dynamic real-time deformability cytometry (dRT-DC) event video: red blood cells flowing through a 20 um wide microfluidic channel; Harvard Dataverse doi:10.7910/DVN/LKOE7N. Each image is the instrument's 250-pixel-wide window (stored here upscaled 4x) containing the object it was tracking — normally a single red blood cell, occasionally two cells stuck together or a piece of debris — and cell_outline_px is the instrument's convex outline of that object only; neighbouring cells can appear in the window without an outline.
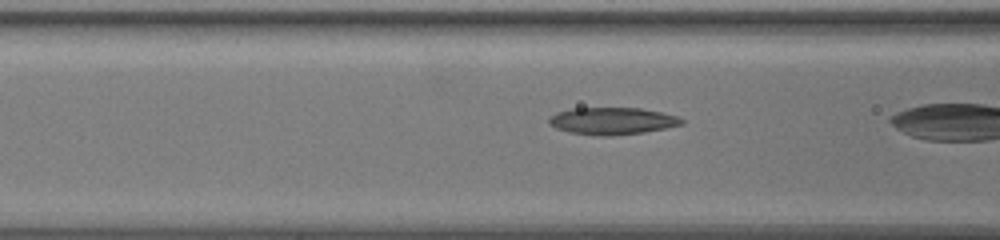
{"species": "common noctule bat (a hibernating species)", "species_latin": "Nyctalus noctula", "temperature_condition": "warm", "stored_images_in_passage": 43, "camera_frame_rate_fps": 3000, "um_per_image_px": 0.085, "animal": {"sex": "female", "body_mass_g": 19.5, "forearm_length_mm": 54.1}, "frame": {"image": 1, "passage_image": 20, "time_ms": 6.333, "image_size_px": [1000, 240], "cell_outline_px": [[684, 124], [644, 132], [612, 136], [596, 136], [568, 132], [556, 128], [548, 124], [548, 120], [556, 112], [572, 108], [640, 108], [660, 112], [676, 116], [684, 120]], "centroid_in_image_um": [52.01, 10.29], "position_along_channel_um": 114.6, "area_um2": 20.98}}
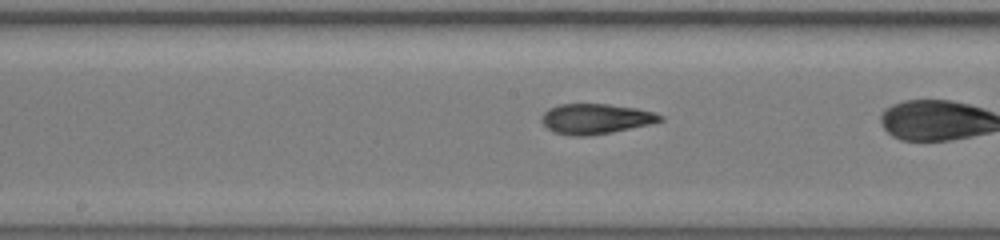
{"frame": {"image": 2, "passage_image": 27, "time_ms": 8.667, "image_size_px": [1000, 240], "cell_outline_px": [[664, 120], [648, 124], [612, 132], [584, 136], [572, 136], [552, 132], [540, 120], [540, 116], [548, 108], [560, 104], [608, 104], [636, 108], [652, 112], [664, 116]], "centroid_in_image_um": [50.58, 10.1], "position_along_channel_um": 197.6, "area_um2": 20.81}}
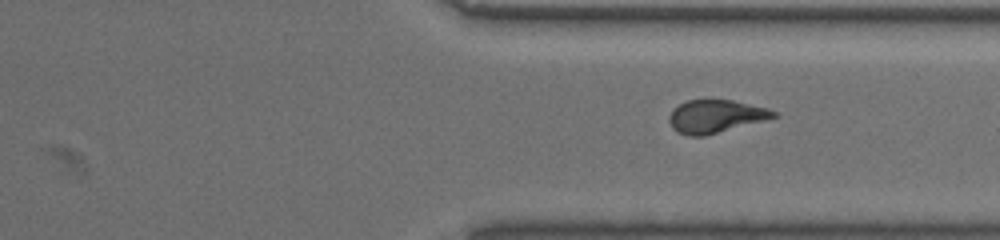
{"frame": {"image": 3, "passage_image": 40, "time_ms": 13.0, "image_size_px": [1000, 240], "cell_outline_px": [[780, 116], [704, 136], [688, 136], [676, 132], [672, 128], [668, 120], [668, 116], [672, 108], [688, 100], [732, 100], [768, 108], [776, 112]], "centroid_in_image_um": [60.8, 9.89], "position_along_channel_um": 350.6, "area_um2": 20.11}}